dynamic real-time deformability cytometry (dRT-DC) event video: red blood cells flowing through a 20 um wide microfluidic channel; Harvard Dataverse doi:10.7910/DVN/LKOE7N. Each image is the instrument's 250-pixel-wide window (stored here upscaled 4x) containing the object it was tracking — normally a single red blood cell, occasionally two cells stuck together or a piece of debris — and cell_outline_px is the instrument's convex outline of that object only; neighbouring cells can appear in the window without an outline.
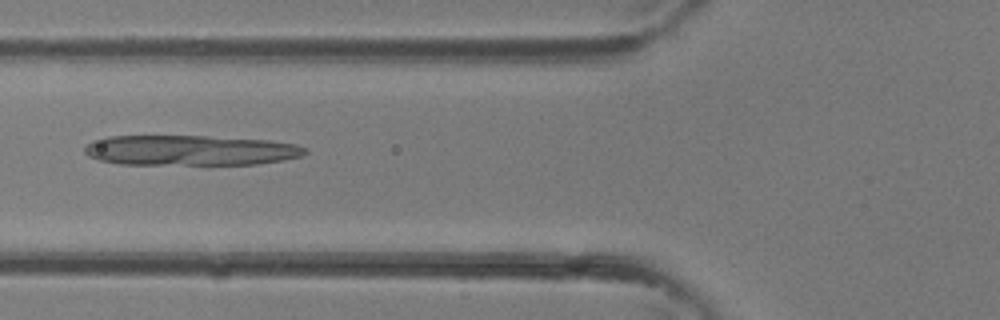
{"species": "common noctule bat (a hibernating species)", "species_latin": "Nyctalus noctula", "temperature_condition": "room temperature", "stored_images_in_passage": 36, "camera_frame_rate_fps": 3000, "um_per_image_px": 0.085, "animal": {"sex": "female"}, "frame": {"image": 1, "passage_image": 14, "time_ms": 4.333, "image_size_px": [1000, 320], "cell_outline_px": [[308, 152], [300, 156], [284, 160], [256, 164], [120, 164], [100, 160], [88, 156], [84, 152], [84, 148], [92, 140], [104, 136], [208, 136], [268, 140], [296, 144], [308, 148]], "centroid_in_image_um": [16.17, 12.77], "position_along_channel_um": 109.6, "area_um2": 38.96}}
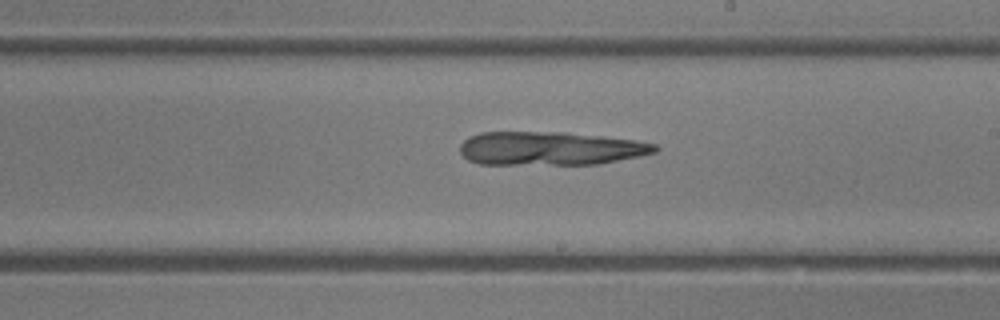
{"frame": {"image": 2, "passage_image": 21, "time_ms": 6.667, "image_size_px": [1000, 320], "cell_outline_px": [[660, 148], [656, 152], [640, 156], [600, 164], [480, 164], [468, 160], [460, 152], [460, 144], [468, 136], [480, 132], [564, 132], [636, 140], [656, 144]], "centroid_in_image_um": [46.77, 12.61], "position_along_channel_um": 242.2, "area_um2": 38.32}}
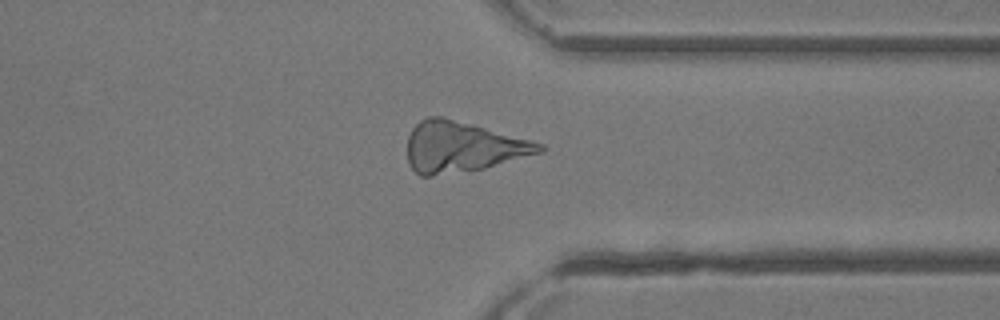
{"frame": {"image": 3, "passage_image": 28, "time_ms": 9.0, "image_size_px": [1000, 320], "cell_outline_px": [[544, 152], [484, 168], [432, 176], [420, 176], [408, 164], [408, 136], [412, 128], [420, 120], [428, 116], [444, 116], [532, 140], [544, 144]], "centroid_in_image_um": [39.31, 12.47], "position_along_channel_um": 372.1, "area_um2": 39.07}}